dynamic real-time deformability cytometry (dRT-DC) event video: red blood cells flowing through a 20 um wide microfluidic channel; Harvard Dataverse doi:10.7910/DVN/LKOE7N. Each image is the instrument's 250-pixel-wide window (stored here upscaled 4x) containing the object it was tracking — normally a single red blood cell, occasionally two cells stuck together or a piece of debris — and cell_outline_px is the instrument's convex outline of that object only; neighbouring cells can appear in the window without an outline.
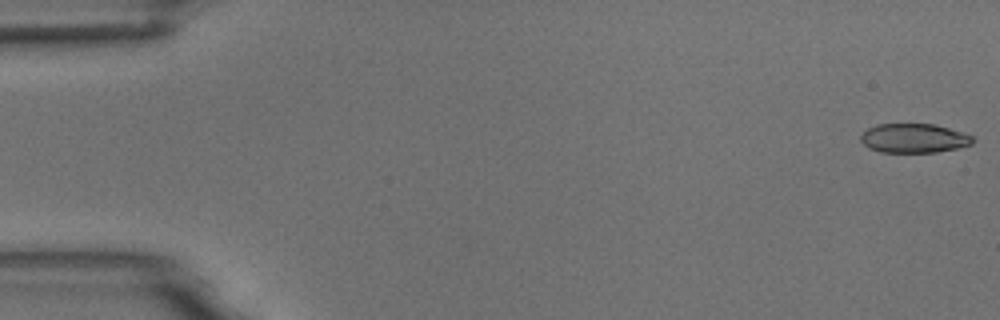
{"species": "common noctule bat (a hibernating species)", "species_latin": "Nyctalus noctula", "temperature_condition": "room temperature", "stored_images_in_passage": 9, "camera_frame_rate_fps": 3000, "um_per_image_px": 0.085, "animal": {"sex": "male", "body_mass_g": 18.8}, "frame": {"image": 1, "passage_image": 1, "time_ms": 0.0, "image_size_px": [1000, 320], "cell_outline_px": [[976, 140], [972, 144], [956, 148], [936, 152], [880, 152], [868, 148], [860, 140], [860, 136], [868, 128], [876, 124], [932, 124], [948, 128], [972, 136]], "centroid_in_image_um": [77.66, 11.75], "position_along_channel_um": 7.3, "area_um2": 18.96}}
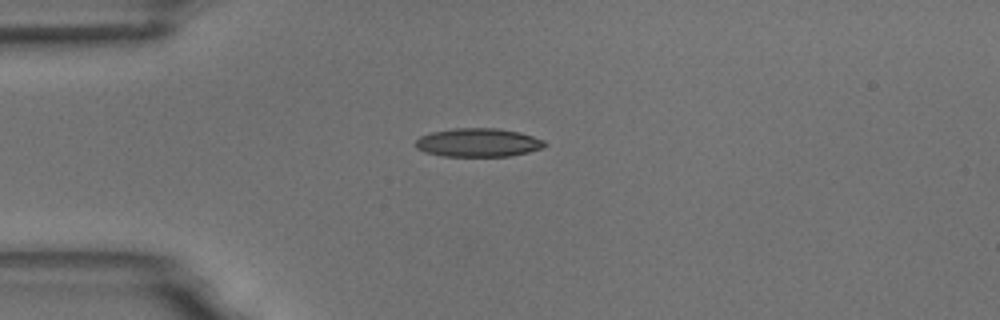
{"frame": {"image": 2, "passage_image": 4, "time_ms": 4.333, "image_size_px": [1000, 320], "cell_outline_px": [[548, 144], [544, 148], [528, 152], [508, 156], [444, 156], [424, 152], [416, 148], [416, 140], [420, 136], [432, 132], [452, 128], [496, 128], [520, 132], [544, 140]], "centroid_in_image_um": [40.66, 12.11], "position_along_channel_um": 44.3, "area_um2": 21.56}}
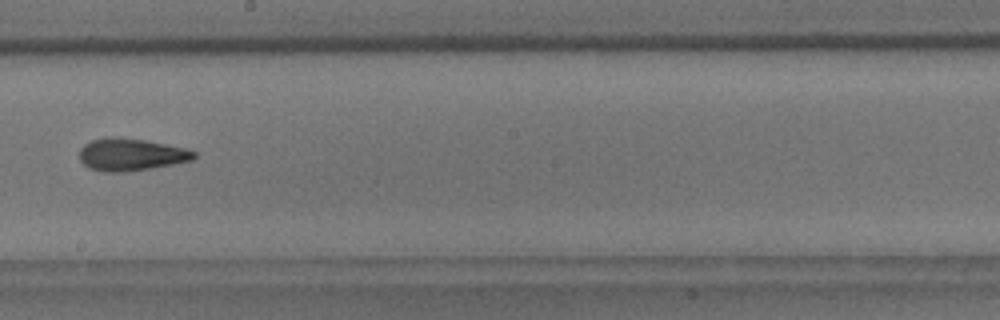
{"frame": {"image": 3, "passage_image": 9, "time_ms": 10.0, "image_size_px": [1000, 320], "cell_outline_px": [[196, 156], [192, 160], [152, 168], [124, 172], [104, 172], [88, 168], [80, 160], [80, 148], [84, 144], [92, 140], [108, 136], [112, 136], [144, 140], [184, 148], [196, 152]], "centroid_in_image_um": [11.09, 13.14], "position_along_channel_um": 237.1, "area_um2": 21.5}}